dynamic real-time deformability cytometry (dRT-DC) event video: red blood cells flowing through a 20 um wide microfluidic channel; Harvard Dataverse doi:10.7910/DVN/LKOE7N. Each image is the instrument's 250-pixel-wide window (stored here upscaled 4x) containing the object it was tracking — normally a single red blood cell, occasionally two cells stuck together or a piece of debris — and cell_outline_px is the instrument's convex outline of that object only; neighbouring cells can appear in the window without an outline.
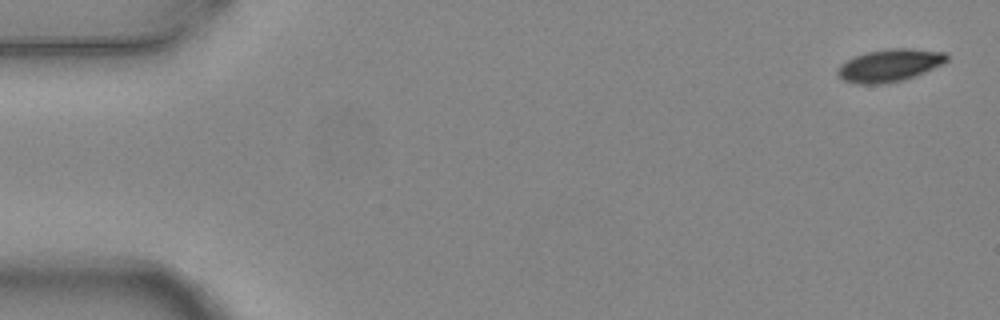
{"species": "common noctule bat (a hibernating species)", "species_latin": "Nyctalus noctula", "temperature_condition": "warm", "stored_images_in_passage": 3, "camera_frame_rate_fps": 3000, "um_per_image_px": 0.085, "animal": {"sex": "female", "body_mass_g": 24.6, "forearm_length_mm": 56.2}, "frame": {"image": 1, "passage_image": 1, "time_ms": 0.0, "image_size_px": [1000, 320], "cell_outline_px": [[948, 60], [944, 64], [924, 72], [900, 80], [880, 84], [856, 84], [844, 80], [836, 72], [840, 64], [856, 56], [868, 52], [892, 48], [908, 48], [948, 52]], "centroid_in_image_um": [75.65, 5.54], "position_along_channel_um": 9.4, "area_um2": 20.46}}